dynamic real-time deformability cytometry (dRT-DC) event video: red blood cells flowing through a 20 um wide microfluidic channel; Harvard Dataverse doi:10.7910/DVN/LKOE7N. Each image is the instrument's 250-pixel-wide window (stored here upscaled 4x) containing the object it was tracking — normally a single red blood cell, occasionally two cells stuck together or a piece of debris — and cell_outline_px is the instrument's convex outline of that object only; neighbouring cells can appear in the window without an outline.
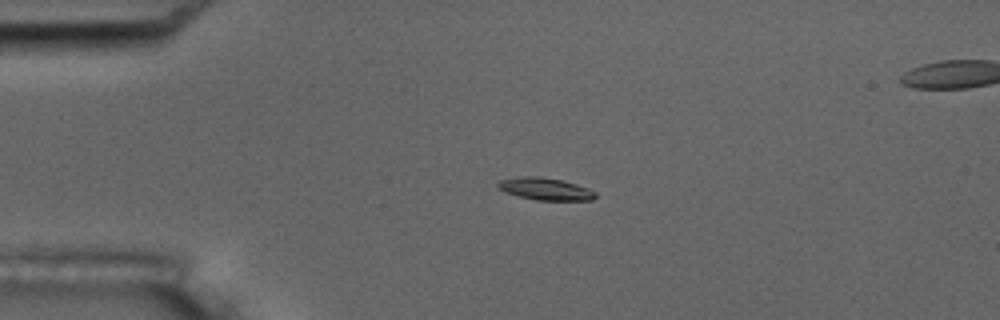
{"species": "common noctule bat (a hibernating species)", "species_latin": "Nyctalus noctula", "temperature_condition": "room temperature", "stored_images_in_passage": 5, "camera_frame_rate_fps": 3000, "um_per_image_px": 0.085, "animal": {"sex": "male", "body_mass_g": 17.5, "forearm_length_mm": 52.3}, "frame": {"image": 1, "passage_image": 4, "time_ms": 4.333, "image_size_px": [1000, 320], "cell_outline_px": [[596, 196], [592, 200], [536, 200], [504, 192], [496, 184], [500, 180], [524, 176], [540, 176], [560, 180], [576, 184], [588, 188], [596, 192]], "centroid_in_image_um": [46.36, 16.06], "position_along_channel_um": 38.6, "area_um2": 12.48}}